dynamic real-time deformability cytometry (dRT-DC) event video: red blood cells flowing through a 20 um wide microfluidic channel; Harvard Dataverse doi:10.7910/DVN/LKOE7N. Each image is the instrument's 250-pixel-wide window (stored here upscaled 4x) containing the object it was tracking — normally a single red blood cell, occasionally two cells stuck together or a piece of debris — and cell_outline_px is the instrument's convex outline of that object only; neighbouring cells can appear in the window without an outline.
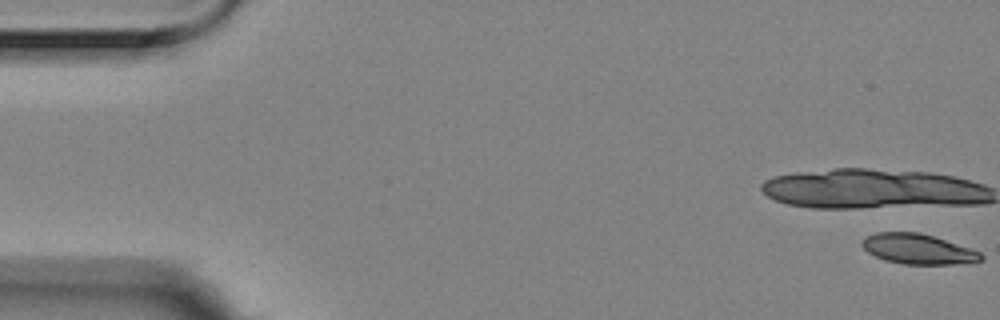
{"species": "Egyptian fruit bat (a non-hibernating species)", "species_latin": "Rousettus aegyptiacus", "temperature_condition": "room temperature", "stored_images_in_passage": 10, "camera_frame_rate_fps": 3000, "um_per_image_px": 0.085, "animal": {"sex": "female"}, "frame": {"image": 1, "passage_image": 1, "time_ms": 0.0, "image_size_px": [1000, 320], "cell_outline_px": [[984, 260], [952, 264], [904, 264], [884, 260], [868, 252], [860, 244], [864, 236], [876, 232], [920, 232], [980, 252], [984, 256]], "centroid_in_image_um": [77.97, 21.16], "position_along_channel_um": 7.0, "area_um2": 20.69}}